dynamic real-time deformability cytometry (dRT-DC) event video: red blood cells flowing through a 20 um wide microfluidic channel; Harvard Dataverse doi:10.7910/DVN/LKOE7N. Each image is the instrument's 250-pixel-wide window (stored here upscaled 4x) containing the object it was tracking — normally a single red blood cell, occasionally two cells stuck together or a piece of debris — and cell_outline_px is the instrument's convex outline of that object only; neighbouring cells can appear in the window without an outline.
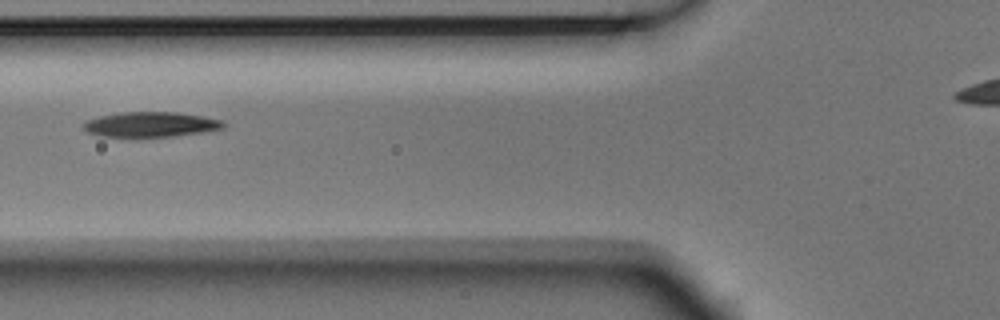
{"species": "Egyptian fruit bat (a non-hibernating species)", "species_latin": "Rousettus aegyptiacus", "temperature_condition": "room temperature", "stored_images_in_passage": 5, "camera_frame_rate_fps": 3000, "um_per_image_px": 0.085, "animal": {"sex": "male"}, "frame": {"image": 1, "passage_image": 5, "time_ms": 1.333, "image_size_px": [1000, 320], "cell_outline_px": [[224, 128], [200, 132], [172, 136], [100, 136], [88, 132], [80, 124], [84, 120], [100, 116], [120, 112], [176, 112], [200, 116], [220, 120], [224, 124]], "centroid_in_image_um": [12.72, 10.56], "position_along_channel_um": 113.1, "area_um2": 20.11}}